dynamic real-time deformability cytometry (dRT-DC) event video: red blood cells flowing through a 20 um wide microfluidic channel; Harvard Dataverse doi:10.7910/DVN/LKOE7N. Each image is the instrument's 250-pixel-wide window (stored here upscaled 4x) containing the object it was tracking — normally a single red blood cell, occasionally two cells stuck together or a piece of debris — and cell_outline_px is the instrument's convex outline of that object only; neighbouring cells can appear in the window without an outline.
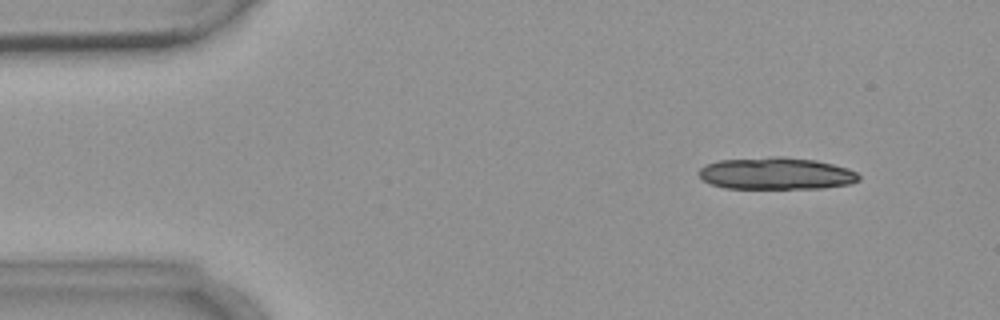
{"species": "common noctule bat (a hibernating species)", "species_latin": "Nyctalus noctula", "temperature_condition": "warm", "stored_images_in_passage": 5, "camera_frame_rate_fps": 3000, "um_per_image_px": 0.085, "animal": {"sex": "female", "body_mass_g": 18.4}, "frame": {"image": 1, "passage_image": 1, "time_ms": 0.0, "image_size_px": [1000, 320], "cell_outline_px": [[860, 180], [852, 184], [824, 188], [724, 188], [712, 184], [704, 180], [700, 176], [700, 168], [708, 164], [720, 160], [772, 156], [780, 156], [816, 160], [848, 168], [856, 172], [860, 176]], "centroid_in_image_um": [66.03, 14.74], "position_along_channel_um": 19.0, "area_um2": 29.88}}